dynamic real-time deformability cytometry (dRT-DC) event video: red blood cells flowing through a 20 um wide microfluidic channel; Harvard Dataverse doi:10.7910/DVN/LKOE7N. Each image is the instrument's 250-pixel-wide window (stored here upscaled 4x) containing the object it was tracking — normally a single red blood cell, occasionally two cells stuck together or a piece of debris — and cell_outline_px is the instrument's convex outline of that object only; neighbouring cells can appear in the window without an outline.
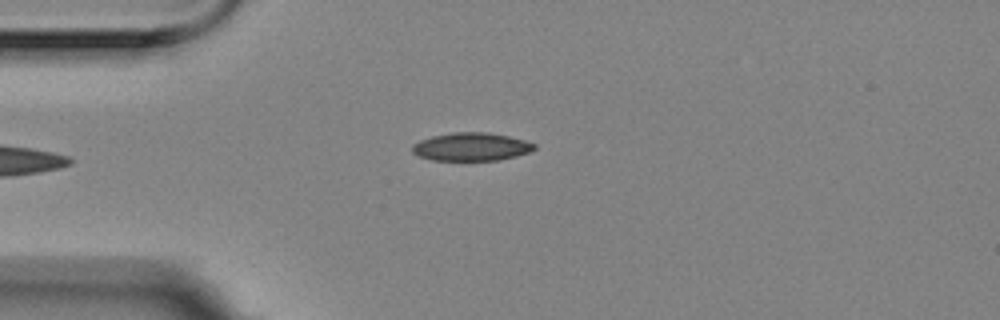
{"species": "Egyptian fruit bat (a non-hibernating species)", "species_latin": "Rousettus aegyptiacus", "temperature_condition": "room temperature", "stored_images_in_passage": 4, "camera_frame_rate_fps": 3000, "um_per_image_px": 0.085, "animal": {"sex": "female"}, "frame": {"image": 1, "passage_image": 1, "time_ms": 0.0, "image_size_px": [1000, 320], "cell_outline_px": [[536, 148], [528, 152], [516, 156], [496, 160], [432, 160], [420, 156], [412, 152], [412, 144], [420, 140], [432, 136], [452, 132], [488, 132], [508, 136], [524, 140], [536, 144]], "centroid_in_image_um": [40.04, 12.47], "position_along_channel_um": 45.0, "area_um2": 19.94}}
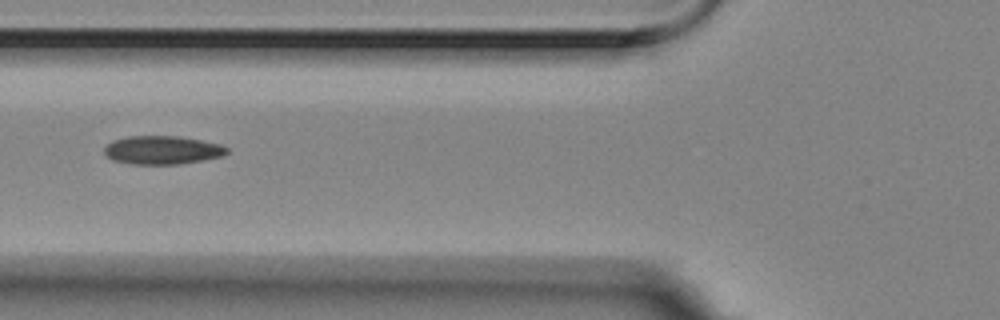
{"frame": {"image": 2, "passage_image": 3, "time_ms": 0.667, "image_size_px": [1000, 320], "cell_outline_px": [[228, 152], [224, 156], [180, 164], [132, 164], [112, 160], [104, 152], [104, 148], [112, 140], [128, 136], [180, 136], [220, 144], [228, 148]], "centroid_in_image_um": [13.8, 12.75], "position_along_channel_um": 112.0, "area_um2": 20.35}}
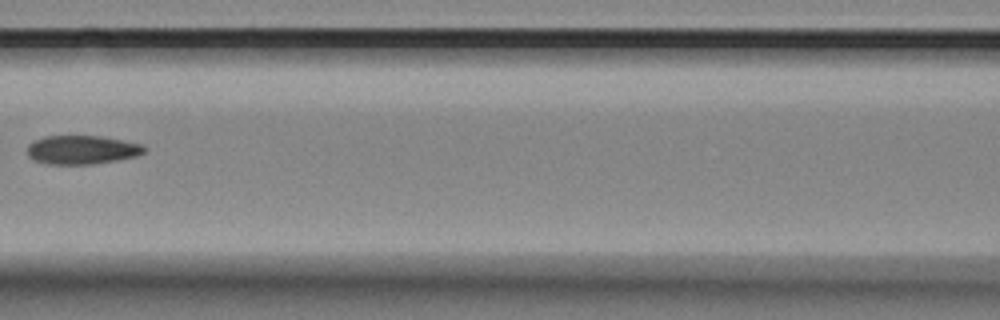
{"frame": {"image": 3, "passage_image": 4, "time_ms": 1.0, "image_size_px": [1000, 320], "cell_outline_px": [[144, 152], [136, 156], [116, 160], [92, 164], [48, 164], [36, 160], [28, 156], [28, 144], [44, 136], [100, 136], [124, 140], [144, 144]], "centroid_in_image_um": [6.98, 12.72], "position_along_channel_um": 159.6, "area_um2": 19.48}}